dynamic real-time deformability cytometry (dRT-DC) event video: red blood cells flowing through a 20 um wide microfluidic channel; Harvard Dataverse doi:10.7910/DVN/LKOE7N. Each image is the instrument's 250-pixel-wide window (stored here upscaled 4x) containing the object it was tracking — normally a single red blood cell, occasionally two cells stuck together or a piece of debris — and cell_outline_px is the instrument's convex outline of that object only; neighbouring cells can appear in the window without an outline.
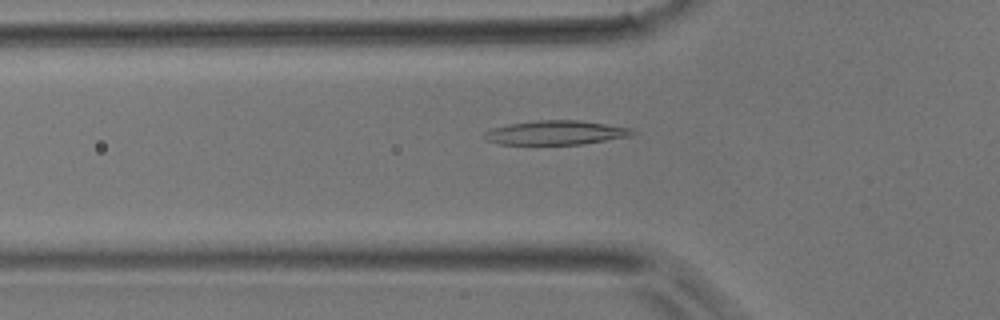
{"species": "common noctule bat (a hibernating species)", "species_latin": "Nyctalus noctula", "temperature_condition": "room temperature", "stored_images_in_passage": 42, "camera_frame_rate_fps": 3000, "um_per_image_px": 0.085, "animal": {"sex": "male", "body_mass_g": 17.9}, "frame": {"image": 1, "passage_image": 10, "time_ms": 3.0, "image_size_px": [1000, 320], "cell_outline_px": [[636, 132], [628, 136], [584, 144], [500, 144], [488, 140], [480, 136], [484, 132], [492, 128], [508, 124], [536, 120], [580, 120], [632, 128]], "centroid_in_image_um": [47.21, 11.27], "position_along_channel_um": 78.6, "area_um2": 20.81}}
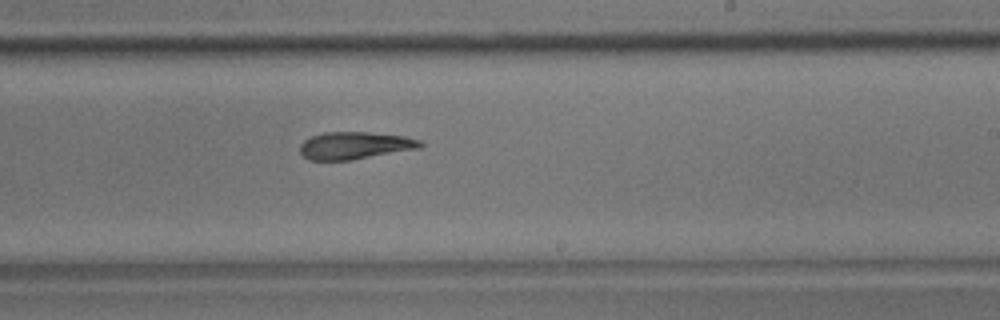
{"frame": {"image": 2, "passage_image": 23, "time_ms": 7.333, "image_size_px": [1000, 320], "cell_outline_px": [[424, 144], [420, 148], [352, 160], [308, 160], [300, 152], [300, 144], [304, 140], [312, 136], [324, 132], [368, 132], [404, 136], [420, 140]], "centroid_in_image_um": [30.16, 12.37], "position_along_channel_um": 258.8, "area_um2": 19.19}}
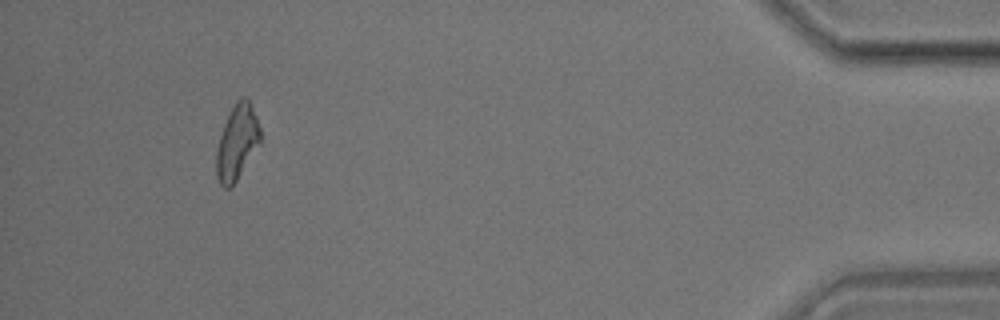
{"frame": {"image": 3, "passage_image": 39, "time_ms": 12.667, "image_size_px": [1000, 320], "cell_outline_px": [[260, 140], [236, 180], [228, 188], [224, 188], [220, 184], [216, 176], [216, 152], [220, 136], [224, 124], [236, 100], [240, 96], [248, 96], [256, 116], [260, 128]], "centroid_in_image_um": [20.13, 12.04], "position_along_channel_um": 415.1, "area_um2": 18.73}}